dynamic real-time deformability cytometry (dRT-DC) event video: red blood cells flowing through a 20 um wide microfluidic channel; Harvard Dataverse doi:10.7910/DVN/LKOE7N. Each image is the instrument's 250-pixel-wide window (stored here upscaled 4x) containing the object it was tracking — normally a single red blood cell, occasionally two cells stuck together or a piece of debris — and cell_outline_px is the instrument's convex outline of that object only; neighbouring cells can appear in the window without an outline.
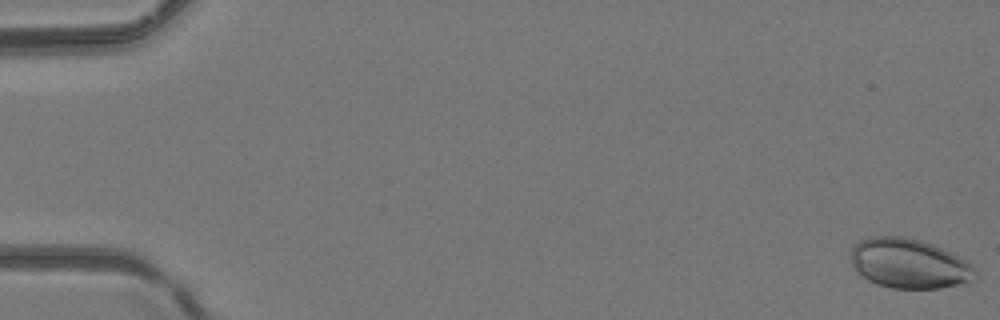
{"species": "common noctule bat (a hibernating species)", "species_latin": "Nyctalus noctula", "temperature_condition": "room temperature", "stored_images_in_passage": 52, "camera_frame_rate_fps": 3000, "um_per_image_px": 0.085, "animal": {"sex": "female", "body_mass_g": 24.6, "forearm_length_mm": 56.2}, "frame": {"image": 1, "passage_image": 1, "time_ms": 0.0, "image_size_px": [1000, 320], "cell_outline_px": [[980, 272], [968, 280], [960, 284], [940, 288], [892, 288], [876, 284], [860, 276], [856, 272], [852, 264], [852, 248], [860, 240], [868, 236], [904, 236], [920, 240], [932, 244], [964, 260]], "centroid_in_image_um": [77.22, 22.4], "position_along_channel_um": 7.8, "area_um2": 35.78}}
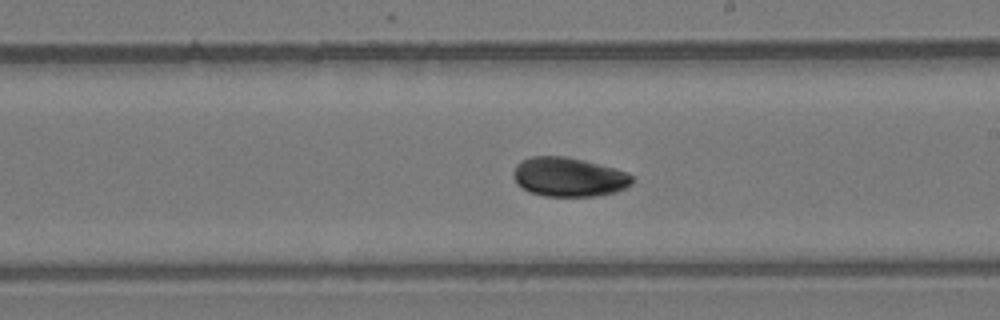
{"frame": {"image": 2, "passage_image": 30, "time_ms": 9.667, "image_size_px": [1000, 320], "cell_outline_px": [[636, 180], [632, 184], [616, 192], [596, 196], [544, 196], [532, 192], [516, 184], [512, 176], [512, 172], [516, 164], [520, 160], [532, 156], [568, 156], [584, 160], [628, 172]], "centroid_in_image_um": [48.34, 15.03], "position_along_channel_um": 240.7, "area_um2": 27.4}}
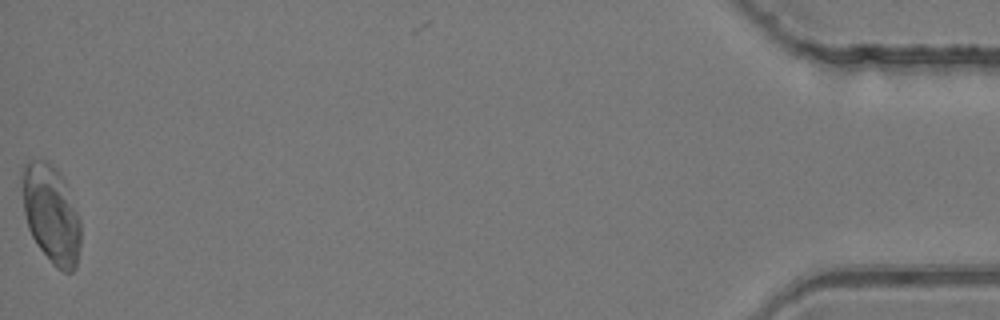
{"frame": {"image": 3, "passage_image": 51, "time_ms": 16.667, "image_size_px": [1000, 320], "cell_outline_px": [[80, 248], [76, 268], [72, 272], [64, 272], [56, 268], [52, 264], [40, 248], [32, 236], [28, 228], [24, 212], [20, 176], [24, 164], [28, 160], [44, 160], [52, 164], [60, 172], [64, 180], [80, 220]], "centroid_in_image_um": [4.33, 18.19], "position_along_channel_um": 430.9, "area_um2": 33.76}, "authors_computed_cell_mechanics": {"area_um2": 28.9, "velocity_mm_per_s": 4.1663, "shape_relaxation_time_tau1_ms": 2.724, "shape_relaxation_time_tau2_ms": 4.282, "deformation_change_tau1": 0.0672, "deformation_change_tau2": 0.0488}}